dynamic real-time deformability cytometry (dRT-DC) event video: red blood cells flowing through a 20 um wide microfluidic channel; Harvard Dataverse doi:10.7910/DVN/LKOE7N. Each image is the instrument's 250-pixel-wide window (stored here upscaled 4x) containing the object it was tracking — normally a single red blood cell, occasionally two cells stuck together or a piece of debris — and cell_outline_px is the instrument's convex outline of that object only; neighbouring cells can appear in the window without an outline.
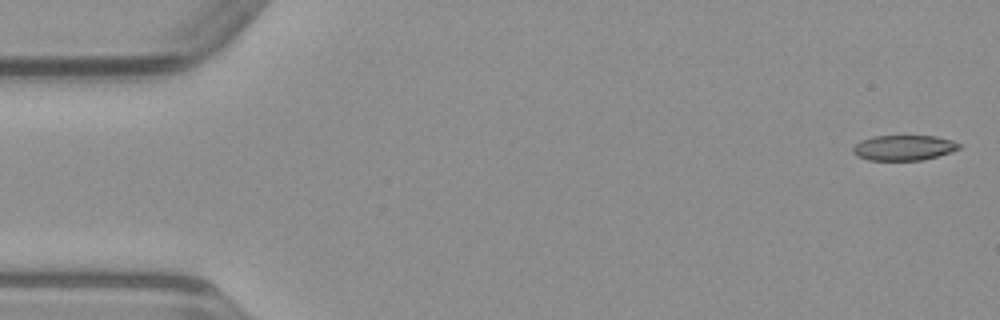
{"species": "common noctule bat (a hibernating species)", "species_latin": "Nyctalus noctula", "temperature_condition": "warm", "stored_images_in_passage": 49, "camera_frame_rate_fps": 3000, "um_per_image_px": 0.085, "animal": {"sex": "male", "body_mass_g": 23.1, "forearm_length_mm": 52.7}, "frame": {"image": 1, "passage_image": 1, "time_ms": 0.0, "image_size_px": [1000, 320], "cell_outline_px": [[960, 148], [924, 160], [868, 160], [856, 156], [852, 152], [852, 148], [860, 140], [872, 136], [936, 136], [952, 140], [960, 144]], "centroid_in_image_um": [76.77, 12.55], "position_along_channel_um": 8.2, "area_um2": 15.61}}
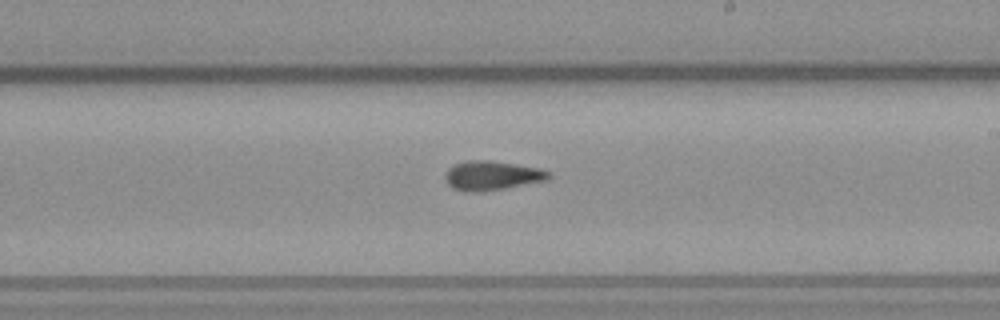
{"frame": {"image": 2, "passage_image": 28, "time_ms": 9.0, "image_size_px": [1000, 320], "cell_outline_px": [[552, 176], [548, 180], [504, 188], [476, 192], [464, 192], [452, 188], [444, 180], [444, 172], [452, 164], [468, 160], [492, 160], [540, 168], [552, 172]], "centroid_in_image_um": [41.79, 14.91], "position_along_channel_um": 247.2, "area_um2": 18.03}}
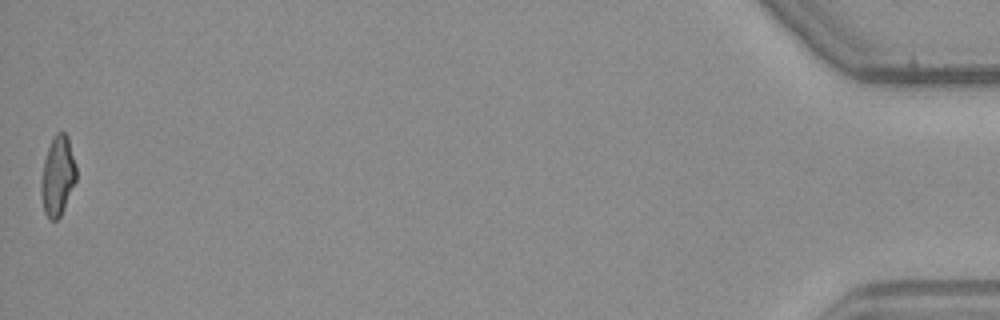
{"frame": {"image": 3, "passage_image": 49, "time_ms": 16.0, "image_size_px": [1000, 320], "cell_outline_px": [[76, 180], [60, 216], [56, 220], [48, 220], [44, 212], [40, 192], [40, 184], [44, 160], [52, 136], [56, 132], [64, 132], [68, 136], [76, 164]], "centroid_in_image_um": [4.89, 14.94], "position_along_channel_um": 430.3, "area_um2": 16.42}}